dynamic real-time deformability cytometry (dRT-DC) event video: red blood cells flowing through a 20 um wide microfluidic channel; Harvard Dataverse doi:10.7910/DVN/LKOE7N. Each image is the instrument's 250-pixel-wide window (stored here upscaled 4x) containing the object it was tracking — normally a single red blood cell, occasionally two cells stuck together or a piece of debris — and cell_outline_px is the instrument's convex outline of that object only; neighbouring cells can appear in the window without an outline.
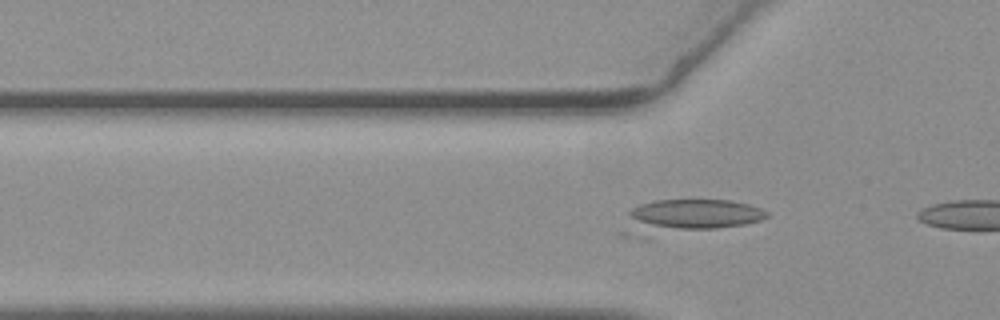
{"species": "common noctule bat (a hibernating species)", "species_latin": "Nyctalus noctula", "temperature_condition": "warm", "stored_images_in_passage": 10, "camera_frame_rate_fps": 3000, "um_per_image_px": 0.085, "animal": {"sex": "female", "body_mass_g": 19.3, "forearm_length_mm": 54.1}, "frame": {"image": 1, "passage_image": 8, "time_ms": 2.333, "image_size_px": [1000, 320], "cell_outline_px": [[768, 216], [760, 220], [744, 224], [652, 240], [644, 240], [620, 236], [620, 232], [628, 212], [632, 208], [640, 204], [656, 200], [728, 200], [748, 204], [760, 208], [768, 212]], "centroid_in_image_um": [58.33, 18.5], "position_along_channel_um": 67.5, "area_um2": 30.23}}